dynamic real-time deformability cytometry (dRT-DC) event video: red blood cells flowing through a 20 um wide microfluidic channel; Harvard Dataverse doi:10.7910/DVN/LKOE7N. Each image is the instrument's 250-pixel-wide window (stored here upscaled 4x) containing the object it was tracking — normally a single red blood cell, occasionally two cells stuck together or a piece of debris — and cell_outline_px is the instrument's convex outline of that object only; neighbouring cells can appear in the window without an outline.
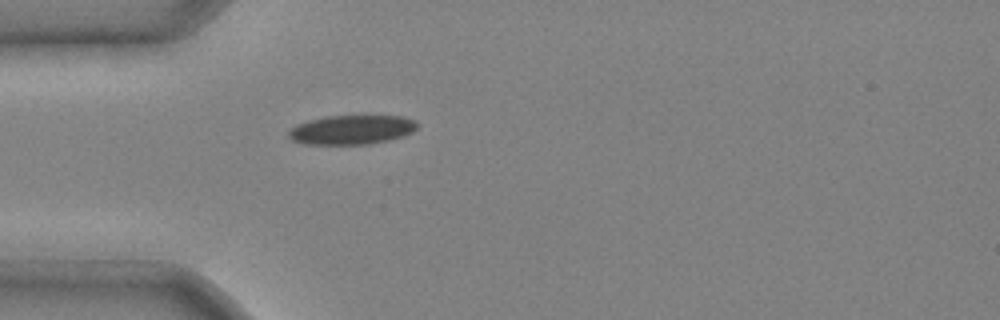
{"species": "common noctule bat (a hibernating species)", "species_latin": "Nyctalus noctula", "temperature_condition": "cold", "stored_images_in_passage": 1, "camera_frame_rate_fps": 3000, "um_per_image_px": 0.085, "animal": {"sex": "male", "body_mass_g": 20.4}, "frame": {"image": 1, "passage_image": 1, "time_ms": 0.0, "image_size_px": [1000, 320], "cell_outline_px": [[420, 124], [412, 132], [404, 136], [388, 140], [368, 144], [304, 144], [292, 140], [288, 136], [288, 132], [296, 124], [308, 120], [328, 116], [404, 116], [416, 120]], "centroid_in_image_um": [29.92, 11.02], "position_along_channel_um": 55.1, "area_um2": 22.02}}